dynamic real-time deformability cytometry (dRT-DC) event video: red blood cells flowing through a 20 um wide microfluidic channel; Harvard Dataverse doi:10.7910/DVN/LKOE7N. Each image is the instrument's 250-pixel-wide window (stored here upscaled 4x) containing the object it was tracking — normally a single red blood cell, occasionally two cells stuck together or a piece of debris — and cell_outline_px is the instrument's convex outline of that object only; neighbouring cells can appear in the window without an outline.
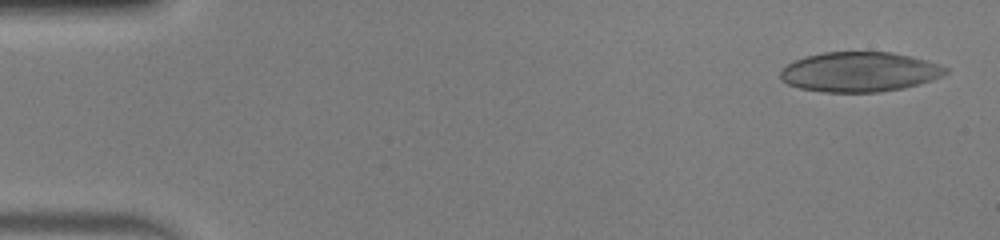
{"species": "human", "species_latin": "Homo sapiens", "temperature_condition": "warm", "stored_images_in_passage": 42, "camera_frame_rate_fps": 3000, "um_per_image_px": 0.085, "donor": {"sex": "male"}, "frame": {"image": 1, "passage_image": 2, "time_ms": 0.333, "image_size_px": [1000, 240], "cell_outline_px": [[948, 72], [932, 80], [904, 88], [880, 92], [824, 92], [800, 88], [788, 84], [780, 80], [780, 72], [788, 64], [796, 60], [808, 56], [824, 52], [892, 52], [912, 56], [940, 64], [948, 68]], "centroid_in_image_um": [73.08, 6.11], "position_along_channel_um": 11.9, "area_um2": 38.32}}
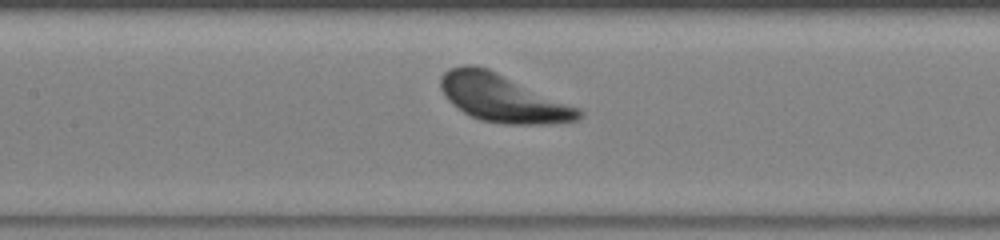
{"frame": {"image": 2, "passage_image": 24, "time_ms": 7.667, "image_size_px": [1000, 240], "cell_outline_px": [[584, 116], [576, 120], [544, 124], [504, 124], [480, 120], [464, 112], [452, 104], [448, 100], [440, 88], [440, 76], [448, 68], [464, 64], [472, 64], [488, 68], [580, 108], [584, 112]], "centroid_in_image_um": [42.71, 8.33], "position_along_channel_um": 164.7, "area_um2": 38.38}}
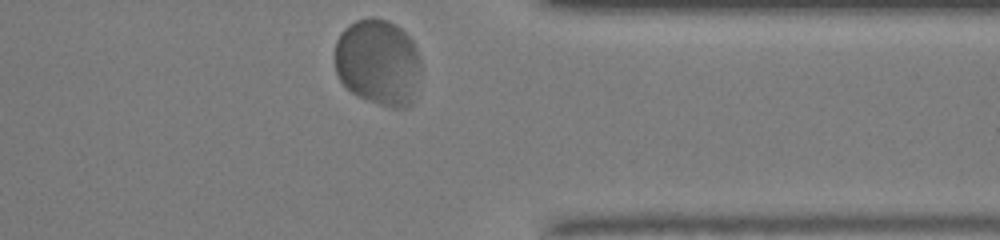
{"frame": {"image": 3, "passage_image": 42, "time_ms": 13.667, "image_size_px": [1000, 240], "cell_outline_px": [[420, 72], [412, 104], [408, 108], [392, 108], [356, 96], [340, 80], [336, 72], [336, 40], [340, 32], [348, 24], [356, 20], [388, 20], [396, 24], [412, 40], [416, 48], [420, 60]], "centroid_in_image_um": [32.15, 5.32], "position_along_channel_um": 379.2, "area_um2": 43.18}, "authors_computed_cell_mechanics": {"area_um2": 38.6682, "velocity_mm_per_s": 3.7576, "shape_relaxation_time_tau1_ms": 3.8274, "shape_relaxation_time_tau2_ms": null, "deformation_change_tau1": 0.3197, "deformation_change_tau2": null}}